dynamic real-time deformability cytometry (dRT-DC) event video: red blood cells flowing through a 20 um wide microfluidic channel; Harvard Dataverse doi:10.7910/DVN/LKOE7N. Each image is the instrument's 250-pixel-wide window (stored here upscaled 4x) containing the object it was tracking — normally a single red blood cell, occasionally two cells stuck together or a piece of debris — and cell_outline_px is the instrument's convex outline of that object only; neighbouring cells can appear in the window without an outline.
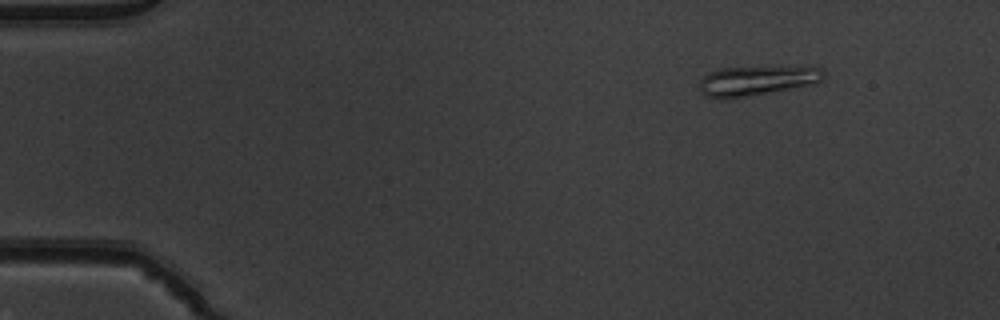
{"species": "common noctule bat (a hibernating species)", "species_latin": "Nyctalus noctula", "temperature_condition": "warm", "stored_images_in_passage": 47, "camera_frame_rate_fps": 3000, "um_per_image_px": 0.085, "animal": {"sex": "male", "body_mass_g": 19.5, "forearm_length_mm": 54.6}, "frame": {"image": 1, "passage_image": 1, "time_ms": 0.0, "image_size_px": [1000, 320], "cell_outline_px": [[824, 80], [816, 84], [728, 100], [720, 100], [704, 96], [700, 92], [700, 80], [708, 72], [720, 68], [800, 64], [812, 64], [824, 68]], "centroid_in_image_um": [64.44, 6.82], "position_along_channel_um": 20.6, "area_um2": 23.18}}
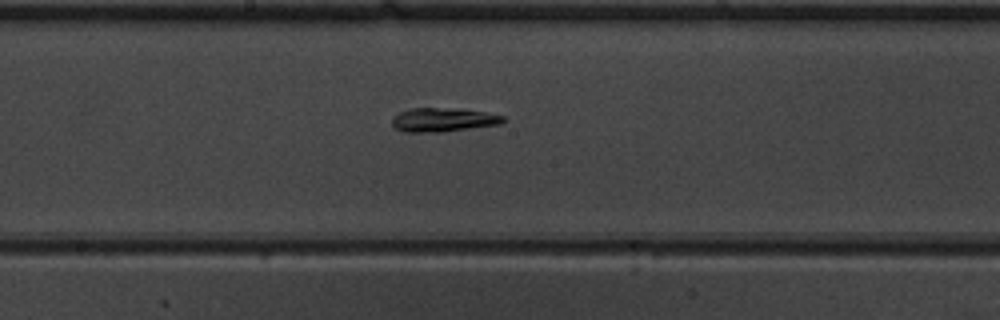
{"frame": {"image": 2, "passage_image": 23, "time_ms": 7.333, "image_size_px": [1000, 320], "cell_outline_px": [[508, 120], [500, 124], [444, 132], [404, 132], [396, 128], [392, 124], [392, 116], [408, 108], [456, 108], [484, 112], [504, 116]], "centroid_in_image_um": [37.67, 10.18], "position_along_channel_um": 210.5, "area_um2": 15.61}}
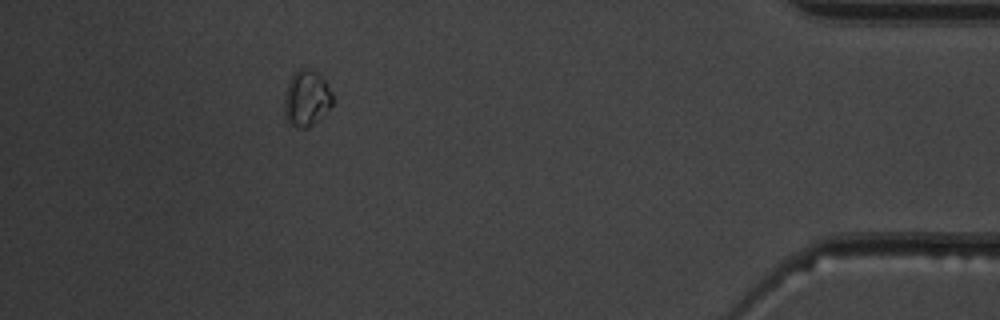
{"frame": {"image": 3, "passage_image": 42, "time_ms": 13.667, "image_size_px": [1000, 320], "cell_outline_px": [[332, 104], [320, 120], [308, 128], [296, 128], [284, 120], [284, 96], [292, 72], [300, 68], [304, 68], [316, 72], [324, 80], [332, 92]], "centroid_in_image_um": [26.03, 8.39], "position_along_channel_um": 409.2, "area_um2": 16.01}, "authors_computed_cell_mechanics": {"area_um2": 15.4904, "velocity_mm_per_s": 3.909, "shape_relaxation_time_tau1_ms": null, "shape_relaxation_time_tau2_ms": 2.1284, "deformation_change_tau1": null, "deformation_change_tau2": 0.0979}}